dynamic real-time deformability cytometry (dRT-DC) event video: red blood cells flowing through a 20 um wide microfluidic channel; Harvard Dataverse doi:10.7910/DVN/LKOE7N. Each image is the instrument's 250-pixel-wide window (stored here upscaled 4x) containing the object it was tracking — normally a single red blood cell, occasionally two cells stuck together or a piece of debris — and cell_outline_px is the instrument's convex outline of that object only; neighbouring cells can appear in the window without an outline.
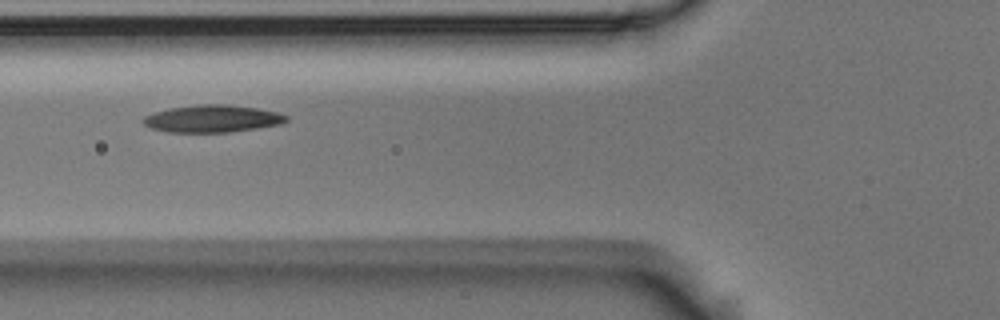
{"species": "Egyptian fruit bat (a non-hibernating species)", "species_latin": "Rousettus aegyptiacus", "temperature_condition": "room temperature", "stored_images_in_passage": 16, "camera_frame_rate_fps": 3000, "um_per_image_px": 0.085, "animal": {"sex": "male"}, "frame": {"image": 1, "passage_image": 6, "time_ms": 1.667, "image_size_px": [1000, 320], "cell_outline_px": [[288, 120], [280, 124], [256, 128], [228, 132], [168, 132], [152, 128], [144, 124], [140, 120], [144, 116], [168, 108], [196, 104], [228, 104], [260, 108], [280, 112], [288, 116]], "centroid_in_image_um": [18.07, 10.07], "position_along_channel_um": 107.7, "area_um2": 22.95}}
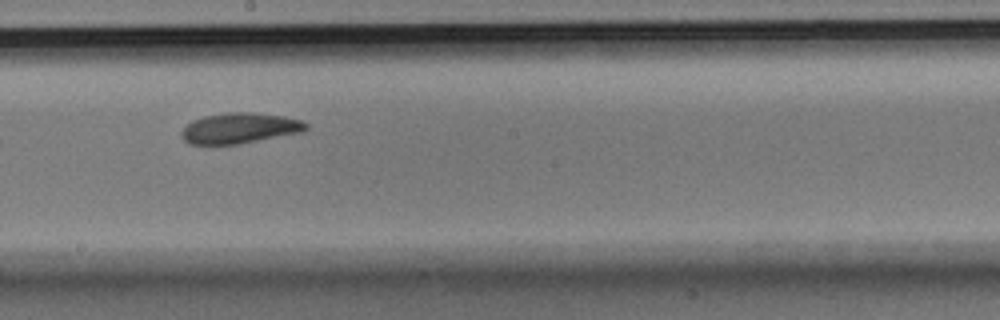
{"frame": {"image": 2, "passage_image": 9, "time_ms": 2.667, "image_size_px": [1000, 320], "cell_outline_px": [[308, 128], [300, 132], [236, 144], [188, 144], [180, 136], [180, 132], [192, 120], [204, 116], [224, 112], [252, 112], [284, 116], [304, 120], [308, 124]], "centroid_in_image_um": [20.35, 10.88], "position_along_channel_um": 227.8, "area_um2": 22.14}}
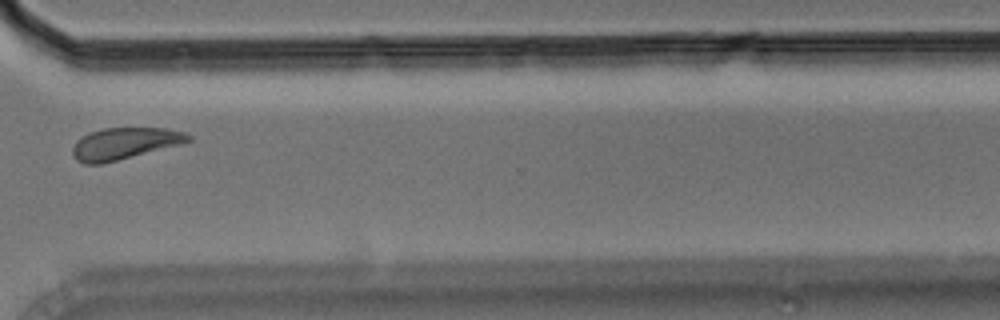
{"frame": {"image": 3, "passage_image": 12, "time_ms": 3.667, "image_size_px": [1000, 320], "cell_outline_px": [[192, 140], [184, 144], [104, 164], [84, 164], [76, 160], [72, 156], [72, 148], [76, 140], [92, 132], [104, 128], [168, 128], [184, 132], [192, 136]], "centroid_in_image_um": [10.62, 12.22], "position_along_channel_um": 360.0, "area_um2": 21.73}}